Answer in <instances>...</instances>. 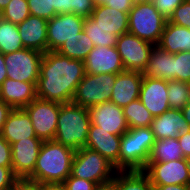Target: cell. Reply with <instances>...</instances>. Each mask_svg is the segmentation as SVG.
Segmentation results:
<instances>
[{
    "label": "cell",
    "mask_w": 190,
    "mask_h": 190,
    "mask_svg": "<svg viewBox=\"0 0 190 190\" xmlns=\"http://www.w3.org/2000/svg\"><path fill=\"white\" fill-rule=\"evenodd\" d=\"M30 15L27 0H11L0 12V18L13 24H20Z\"/></svg>",
    "instance_id": "cell-33"
},
{
    "label": "cell",
    "mask_w": 190,
    "mask_h": 190,
    "mask_svg": "<svg viewBox=\"0 0 190 190\" xmlns=\"http://www.w3.org/2000/svg\"><path fill=\"white\" fill-rule=\"evenodd\" d=\"M50 10L57 14L71 13V0H50Z\"/></svg>",
    "instance_id": "cell-44"
},
{
    "label": "cell",
    "mask_w": 190,
    "mask_h": 190,
    "mask_svg": "<svg viewBox=\"0 0 190 190\" xmlns=\"http://www.w3.org/2000/svg\"><path fill=\"white\" fill-rule=\"evenodd\" d=\"M108 0H93L95 6L105 5Z\"/></svg>",
    "instance_id": "cell-53"
},
{
    "label": "cell",
    "mask_w": 190,
    "mask_h": 190,
    "mask_svg": "<svg viewBox=\"0 0 190 190\" xmlns=\"http://www.w3.org/2000/svg\"><path fill=\"white\" fill-rule=\"evenodd\" d=\"M60 107L59 102L37 97L23 108L30 117L37 138L43 141L54 139Z\"/></svg>",
    "instance_id": "cell-9"
},
{
    "label": "cell",
    "mask_w": 190,
    "mask_h": 190,
    "mask_svg": "<svg viewBox=\"0 0 190 190\" xmlns=\"http://www.w3.org/2000/svg\"><path fill=\"white\" fill-rule=\"evenodd\" d=\"M75 152L55 140L43 141L34 172L28 178L40 183H64L71 174Z\"/></svg>",
    "instance_id": "cell-2"
},
{
    "label": "cell",
    "mask_w": 190,
    "mask_h": 190,
    "mask_svg": "<svg viewBox=\"0 0 190 190\" xmlns=\"http://www.w3.org/2000/svg\"><path fill=\"white\" fill-rule=\"evenodd\" d=\"M157 46L173 54L190 51V29L175 25L167 20Z\"/></svg>",
    "instance_id": "cell-25"
},
{
    "label": "cell",
    "mask_w": 190,
    "mask_h": 190,
    "mask_svg": "<svg viewBox=\"0 0 190 190\" xmlns=\"http://www.w3.org/2000/svg\"><path fill=\"white\" fill-rule=\"evenodd\" d=\"M84 61L71 59L56 51L43 53L37 97L59 103H71L77 85L85 76Z\"/></svg>",
    "instance_id": "cell-1"
},
{
    "label": "cell",
    "mask_w": 190,
    "mask_h": 190,
    "mask_svg": "<svg viewBox=\"0 0 190 190\" xmlns=\"http://www.w3.org/2000/svg\"><path fill=\"white\" fill-rule=\"evenodd\" d=\"M87 74H118L125 71L120 54L115 47L96 46L84 60Z\"/></svg>",
    "instance_id": "cell-15"
},
{
    "label": "cell",
    "mask_w": 190,
    "mask_h": 190,
    "mask_svg": "<svg viewBox=\"0 0 190 190\" xmlns=\"http://www.w3.org/2000/svg\"><path fill=\"white\" fill-rule=\"evenodd\" d=\"M184 158L190 157V132L177 137Z\"/></svg>",
    "instance_id": "cell-45"
},
{
    "label": "cell",
    "mask_w": 190,
    "mask_h": 190,
    "mask_svg": "<svg viewBox=\"0 0 190 190\" xmlns=\"http://www.w3.org/2000/svg\"><path fill=\"white\" fill-rule=\"evenodd\" d=\"M123 113L129 129L150 127L154 118L139 99L124 106Z\"/></svg>",
    "instance_id": "cell-30"
},
{
    "label": "cell",
    "mask_w": 190,
    "mask_h": 190,
    "mask_svg": "<svg viewBox=\"0 0 190 190\" xmlns=\"http://www.w3.org/2000/svg\"><path fill=\"white\" fill-rule=\"evenodd\" d=\"M167 89L170 109L182 110L190 101L189 86L187 82L178 80L167 81Z\"/></svg>",
    "instance_id": "cell-32"
},
{
    "label": "cell",
    "mask_w": 190,
    "mask_h": 190,
    "mask_svg": "<svg viewBox=\"0 0 190 190\" xmlns=\"http://www.w3.org/2000/svg\"><path fill=\"white\" fill-rule=\"evenodd\" d=\"M120 135L111 134L101 127L90 124L85 147L98 152L119 171Z\"/></svg>",
    "instance_id": "cell-17"
},
{
    "label": "cell",
    "mask_w": 190,
    "mask_h": 190,
    "mask_svg": "<svg viewBox=\"0 0 190 190\" xmlns=\"http://www.w3.org/2000/svg\"><path fill=\"white\" fill-rule=\"evenodd\" d=\"M30 15L49 20L57 13L50 10V0H27Z\"/></svg>",
    "instance_id": "cell-35"
},
{
    "label": "cell",
    "mask_w": 190,
    "mask_h": 190,
    "mask_svg": "<svg viewBox=\"0 0 190 190\" xmlns=\"http://www.w3.org/2000/svg\"><path fill=\"white\" fill-rule=\"evenodd\" d=\"M42 190H67L64 183H42Z\"/></svg>",
    "instance_id": "cell-50"
},
{
    "label": "cell",
    "mask_w": 190,
    "mask_h": 190,
    "mask_svg": "<svg viewBox=\"0 0 190 190\" xmlns=\"http://www.w3.org/2000/svg\"><path fill=\"white\" fill-rule=\"evenodd\" d=\"M94 190H118V183L113 178L109 181L97 184Z\"/></svg>",
    "instance_id": "cell-47"
},
{
    "label": "cell",
    "mask_w": 190,
    "mask_h": 190,
    "mask_svg": "<svg viewBox=\"0 0 190 190\" xmlns=\"http://www.w3.org/2000/svg\"><path fill=\"white\" fill-rule=\"evenodd\" d=\"M167 92L166 80L143 76L139 100L153 117H156L170 109Z\"/></svg>",
    "instance_id": "cell-16"
},
{
    "label": "cell",
    "mask_w": 190,
    "mask_h": 190,
    "mask_svg": "<svg viewBox=\"0 0 190 190\" xmlns=\"http://www.w3.org/2000/svg\"><path fill=\"white\" fill-rule=\"evenodd\" d=\"M13 108L0 99V133Z\"/></svg>",
    "instance_id": "cell-46"
},
{
    "label": "cell",
    "mask_w": 190,
    "mask_h": 190,
    "mask_svg": "<svg viewBox=\"0 0 190 190\" xmlns=\"http://www.w3.org/2000/svg\"><path fill=\"white\" fill-rule=\"evenodd\" d=\"M142 80L143 75L139 72L125 70L116 74L110 101L123 108L139 99Z\"/></svg>",
    "instance_id": "cell-19"
},
{
    "label": "cell",
    "mask_w": 190,
    "mask_h": 190,
    "mask_svg": "<svg viewBox=\"0 0 190 190\" xmlns=\"http://www.w3.org/2000/svg\"><path fill=\"white\" fill-rule=\"evenodd\" d=\"M183 115L187 123L190 125V101L188 104L182 109Z\"/></svg>",
    "instance_id": "cell-51"
},
{
    "label": "cell",
    "mask_w": 190,
    "mask_h": 190,
    "mask_svg": "<svg viewBox=\"0 0 190 190\" xmlns=\"http://www.w3.org/2000/svg\"><path fill=\"white\" fill-rule=\"evenodd\" d=\"M174 80L190 82V51L174 54Z\"/></svg>",
    "instance_id": "cell-34"
},
{
    "label": "cell",
    "mask_w": 190,
    "mask_h": 190,
    "mask_svg": "<svg viewBox=\"0 0 190 190\" xmlns=\"http://www.w3.org/2000/svg\"><path fill=\"white\" fill-rule=\"evenodd\" d=\"M152 185H188L189 172L185 158L168 162H148L142 170Z\"/></svg>",
    "instance_id": "cell-11"
},
{
    "label": "cell",
    "mask_w": 190,
    "mask_h": 190,
    "mask_svg": "<svg viewBox=\"0 0 190 190\" xmlns=\"http://www.w3.org/2000/svg\"><path fill=\"white\" fill-rule=\"evenodd\" d=\"M4 54L0 51V85L7 78Z\"/></svg>",
    "instance_id": "cell-49"
},
{
    "label": "cell",
    "mask_w": 190,
    "mask_h": 190,
    "mask_svg": "<svg viewBox=\"0 0 190 190\" xmlns=\"http://www.w3.org/2000/svg\"><path fill=\"white\" fill-rule=\"evenodd\" d=\"M151 130L155 139L177 138L190 132V125L184 118L182 110L169 109L153 118Z\"/></svg>",
    "instance_id": "cell-18"
},
{
    "label": "cell",
    "mask_w": 190,
    "mask_h": 190,
    "mask_svg": "<svg viewBox=\"0 0 190 190\" xmlns=\"http://www.w3.org/2000/svg\"><path fill=\"white\" fill-rule=\"evenodd\" d=\"M184 0H150L158 12L167 20L172 16L175 9L182 4Z\"/></svg>",
    "instance_id": "cell-37"
},
{
    "label": "cell",
    "mask_w": 190,
    "mask_h": 190,
    "mask_svg": "<svg viewBox=\"0 0 190 190\" xmlns=\"http://www.w3.org/2000/svg\"><path fill=\"white\" fill-rule=\"evenodd\" d=\"M166 22L150 0H138L128 13V32L158 45Z\"/></svg>",
    "instance_id": "cell-5"
},
{
    "label": "cell",
    "mask_w": 190,
    "mask_h": 190,
    "mask_svg": "<svg viewBox=\"0 0 190 190\" xmlns=\"http://www.w3.org/2000/svg\"><path fill=\"white\" fill-rule=\"evenodd\" d=\"M137 1L138 0H108L105 5L108 7H113L116 10L129 13Z\"/></svg>",
    "instance_id": "cell-43"
},
{
    "label": "cell",
    "mask_w": 190,
    "mask_h": 190,
    "mask_svg": "<svg viewBox=\"0 0 190 190\" xmlns=\"http://www.w3.org/2000/svg\"><path fill=\"white\" fill-rule=\"evenodd\" d=\"M151 127L131 128L121 136L119 171L143 170L155 142Z\"/></svg>",
    "instance_id": "cell-4"
},
{
    "label": "cell",
    "mask_w": 190,
    "mask_h": 190,
    "mask_svg": "<svg viewBox=\"0 0 190 190\" xmlns=\"http://www.w3.org/2000/svg\"><path fill=\"white\" fill-rule=\"evenodd\" d=\"M85 18L73 13L57 14L48 20V51H57L64 42L83 30Z\"/></svg>",
    "instance_id": "cell-12"
},
{
    "label": "cell",
    "mask_w": 190,
    "mask_h": 190,
    "mask_svg": "<svg viewBox=\"0 0 190 190\" xmlns=\"http://www.w3.org/2000/svg\"><path fill=\"white\" fill-rule=\"evenodd\" d=\"M116 74H85L77 85L72 103L91 108L111 99Z\"/></svg>",
    "instance_id": "cell-7"
},
{
    "label": "cell",
    "mask_w": 190,
    "mask_h": 190,
    "mask_svg": "<svg viewBox=\"0 0 190 190\" xmlns=\"http://www.w3.org/2000/svg\"><path fill=\"white\" fill-rule=\"evenodd\" d=\"M83 31L91 39L96 46L115 47L117 43V36L111 32L103 29L91 18L87 17L84 20Z\"/></svg>",
    "instance_id": "cell-31"
},
{
    "label": "cell",
    "mask_w": 190,
    "mask_h": 190,
    "mask_svg": "<svg viewBox=\"0 0 190 190\" xmlns=\"http://www.w3.org/2000/svg\"><path fill=\"white\" fill-rule=\"evenodd\" d=\"M23 48L18 25L0 18V51L9 54Z\"/></svg>",
    "instance_id": "cell-29"
},
{
    "label": "cell",
    "mask_w": 190,
    "mask_h": 190,
    "mask_svg": "<svg viewBox=\"0 0 190 190\" xmlns=\"http://www.w3.org/2000/svg\"><path fill=\"white\" fill-rule=\"evenodd\" d=\"M37 84L6 78L0 85V99L13 109H21L37 98Z\"/></svg>",
    "instance_id": "cell-21"
},
{
    "label": "cell",
    "mask_w": 190,
    "mask_h": 190,
    "mask_svg": "<svg viewBox=\"0 0 190 190\" xmlns=\"http://www.w3.org/2000/svg\"><path fill=\"white\" fill-rule=\"evenodd\" d=\"M0 134L10 145L19 140L37 138L30 117L23 108L12 110Z\"/></svg>",
    "instance_id": "cell-22"
},
{
    "label": "cell",
    "mask_w": 190,
    "mask_h": 190,
    "mask_svg": "<svg viewBox=\"0 0 190 190\" xmlns=\"http://www.w3.org/2000/svg\"><path fill=\"white\" fill-rule=\"evenodd\" d=\"M94 47L91 39L82 30L76 36L67 39L56 52L71 59L84 61Z\"/></svg>",
    "instance_id": "cell-27"
},
{
    "label": "cell",
    "mask_w": 190,
    "mask_h": 190,
    "mask_svg": "<svg viewBox=\"0 0 190 190\" xmlns=\"http://www.w3.org/2000/svg\"><path fill=\"white\" fill-rule=\"evenodd\" d=\"M42 143L40 138H27L11 145L12 171L17 178H28L34 172Z\"/></svg>",
    "instance_id": "cell-13"
},
{
    "label": "cell",
    "mask_w": 190,
    "mask_h": 190,
    "mask_svg": "<svg viewBox=\"0 0 190 190\" xmlns=\"http://www.w3.org/2000/svg\"><path fill=\"white\" fill-rule=\"evenodd\" d=\"M11 190H42V183L29 178H17Z\"/></svg>",
    "instance_id": "cell-42"
},
{
    "label": "cell",
    "mask_w": 190,
    "mask_h": 190,
    "mask_svg": "<svg viewBox=\"0 0 190 190\" xmlns=\"http://www.w3.org/2000/svg\"><path fill=\"white\" fill-rule=\"evenodd\" d=\"M64 185L67 190H94L96 186L94 182L74 177L71 174L65 179Z\"/></svg>",
    "instance_id": "cell-39"
},
{
    "label": "cell",
    "mask_w": 190,
    "mask_h": 190,
    "mask_svg": "<svg viewBox=\"0 0 190 190\" xmlns=\"http://www.w3.org/2000/svg\"><path fill=\"white\" fill-rule=\"evenodd\" d=\"M117 171L115 166L98 152L83 147L75 152L71 175L97 185L113 179Z\"/></svg>",
    "instance_id": "cell-6"
},
{
    "label": "cell",
    "mask_w": 190,
    "mask_h": 190,
    "mask_svg": "<svg viewBox=\"0 0 190 190\" xmlns=\"http://www.w3.org/2000/svg\"><path fill=\"white\" fill-rule=\"evenodd\" d=\"M142 75L152 79L174 80V54L155 45Z\"/></svg>",
    "instance_id": "cell-23"
},
{
    "label": "cell",
    "mask_w": 190,
    "mask_h": 190,
    "mask_svg": "<svg viewBox=\"0 0 190 190\" xmlns=\"http://www.w3.org/2000/svg\"><path fill=\"white\" fill-rule=\"evenodd\" d=\"M47 23L48 20L44 18L29 15L18 24L19 35L24 48L38 50L42 53L48 51Z\"/></svg>",
    "instance_id": "cell-20"
},
{
    "label": "cell",
    "mask_w": 190,
    "mask_h": 190,
    "mask_svg": "<svg viewBox=\"0 0 190 190\" xmlns=\"http://www.w3.org/2000/svg\"><path fill=\"white\" fill-rule=\"evenodd\" d=\"M154 190H188L187 185H152Z\"/></svg>",
    "instance_id": "cell-48"
},
{
    "label": "cell",
    "mask_w": 190,
    "mask_h": 190,
    "mask_svg": "<svg viewBox=\"0 0 190 190\" xmlns=\"http://www.w3.org/2000/svg\"><path fill=\"white\" fill-rule=\"evenodd\" d=\"M94 7L93 0H71V13L84 18L92 15Z\"/></svg>",
    "instance_id": "cell-38"
},
{
    "label": "cell",
    "mask_w": 190,
    "mask_h": 190,
    "mask_svg": "<svg viewBox=\"0 0 190 190\" xmlns=\"http://www.w3.org/2000/svg\"><path fill=\"white\" fill-rule=\"evenodd\" d=\"M177 138L155 140L148 162H168L183 159Z\"/></svg>",
    "instance_id": "cell-26"
},
{
    "label": "cell",
    "mask_w": 190,
    "mask_h": 190,
    "mask_svg": "<svg viewBox=\"0 0 190 190\" xmlns=\"http://www.w3.org/2000/svg\"><path fill=\"white\" fill-rule=\"evenodd\" d=\"M11 0H0V12L8 5Z\"/></svg>",
    "instance_id": "cell-52"
},
{
    "label": "cell",
    "mask_w": 190,
    "mask_h": 190,
    "mask_svg": "<svg viewBox=\"0 0 190 190\" xmlns=\"http://www.w3.org/2000/svg\"><path fill=\"white\" fill-rule=\"evenodd\" d=\"M88 110L91 124L97 125L111 134L122 136L129 129L123 108L111 101L103 102Z\"/></svg>",
    "instance_id": "cell-14"
},
{
    "label": "cell",
    "mask_w": 190,
    "mask_h": 190,
    "mask_svg": "<svg viewBox=\"0 0 190 190\" xmlns=\"http://www.w3.org/2000/svg\"><path fill=\"white\" fill-rule=\"evenodd\" d=\"M42 58V52L30 48L4 54L7 78L37 84Z\"/></svg>",
    "instance_id": "cell-8"
},
{
    "label": "cell",
    "mask_w": 190,
    "mask_h": 190,
    "mask_svg": "<svg viewBox=\"0 0 190 190\" xmlns=\"http://www.w3.org/2000/svg\"><path fill=\"white\" fill-rule=\"evenodd\" d=\"M187 164V170L189 172V179H190V157L185 158Z\"/></svg>",
    "instance_id": "cell-54"
},
{
    "label": "cell",
    "mask_w": 190,
    "mask_h": 190,
    "mask_svg": "<svg viewBox=\"0 0 190 190\" xmlns=\"http://www.w3.org/2000/svg\"><path fill=\"white\" fill-rule=\"evenodd\" d=\"M0 166L12 167L11 145L0 134Z\"/></svg>",
    "instance_id": "cell-41"
},
{
    "label": "cell",
    "mask_w": 190,
    "mask_h": 190,
    "mask_svg": "<svg viewBox=\"0 0 190 190\" xmlns=\"http://www.w3.org/2000/svg\"><path fill=\"white\" fill-rule=\"evenodd\" d=\"M100 27L119 37L128 32V13L107 5L95 6L90 16Z\"/></svg>",
    "instance_id": "cell-24"
},
{
    "label": "cell",
    "mask_w": 190,
    "mask_h": 190,
    "mask_svg": "<svg viewBox=\"0 0 190 190\" xmlns=\"http://www.w3.org/2000/svg\"><path fill=\"white\" fill-rule=\"evenodd\" d=\"M155 45L127 32L117 38L116 48L125 70L143 73Z\"/></svg>",
    "instance_id": "cell-10"
},
{
    "label": "cell",
    "mask_w": 190,
    "mask_h": 190,
    "mask_svg": "<svg viewBox=\"0 0 190 190\" xmlns=\"http://www.w3.org/2000/svg\"><path fill=\"white\" fill-rule=\"evenodd\" d=\"M175 25L190 29V0H184L168 20Z\"/></svg>",
    "instance_id": "cell-36"
},
{
    "label": "cell",
    "mask_w": 190,
    "mask_h": 190,
    "mask_svg": "<svg viewBox=\"0 0 190 190\" xmlns=\"http://www.w3.org/2000/svg\"><path fill=\"white\" fill-rule=\"evenodd\" d=\"M16 179L12 167L0 166V190H11Z\"/></svg>",
    "instance_id": "cell-40"
},
{
    "label": "cell",
    "mask_w": 190,
    "mask_h": 190,
    "mask_svg": "<svg viewBox=\"0 0 190 190\" xmlns=\"http://www.w3.org/2000/svg\"><path fill=\"white\" fill-rule=\"evenodd\" d=\"M114 179L118 183V190H154L142 170L117 171Z\"/></svg>",
    "instance_id": "cell-28"
},
{
    "label": "cell",
    "mask_w": 190,
    "mask_h": 190,
    "mask_svg": "<svg viewBox=\"0 0 190 190\" xmlns=\"http://www.w3.org/2000/svg\"><path fill=\"white\" fill-rule=\"evenodd\" d=\"M90 124L88 108L80 107L72 102L61 103L53 140L79 150L86 145Z\"/></svg>",
    "instance_id": "cell-3"
}]
</instances>
